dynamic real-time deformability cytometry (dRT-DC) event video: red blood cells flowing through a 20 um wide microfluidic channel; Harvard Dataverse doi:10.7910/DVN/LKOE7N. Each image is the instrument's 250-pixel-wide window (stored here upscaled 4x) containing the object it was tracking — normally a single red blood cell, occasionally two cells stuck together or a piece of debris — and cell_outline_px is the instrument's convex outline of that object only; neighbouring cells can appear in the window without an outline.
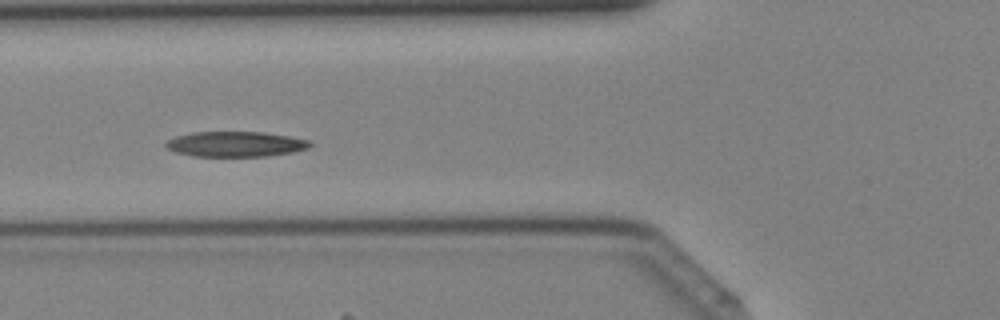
{"species": "Egyptian fruit bat (a non-hibernating species)", "species_latin": "Rousettus aegyptiacus", "temperature_condition": "cold", "stored_images_in_passage": 38, "camera_frame_rate_fps": 3000, "um_per_image_px": 0.085, "animal": {"sex": "female"}, "frame": {"image": 1, "passage_image": 16, "time_ms": 5.0, "image_size_px": [1000, 320], "cell_outline_px": [[312, 144], [308, 148], [292, 152], [268, 156], [192, 156], [176, 152], [164, 148], [164, 144], [168, 140], [176, 136], [192, 132], [260, 132], [288, 136], [312, 140]], "centroid_in_image_um": [20.0, 12.25], "position_along_channel_um": 105.8, "area_um2": 21.27}}
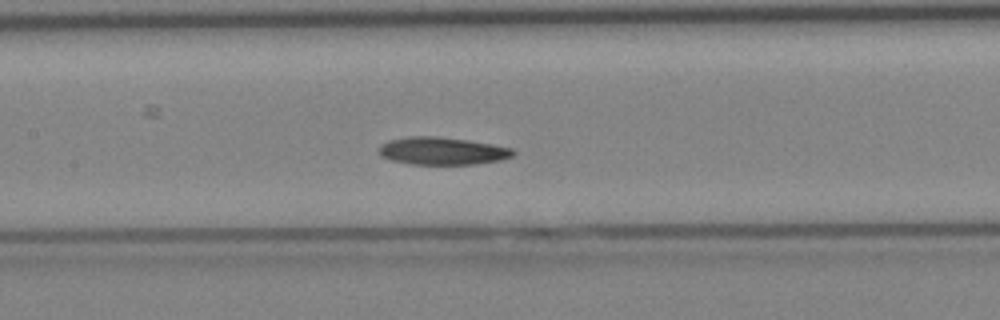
{"frame": {"image": 2, "passage_image": 20, "time_ms": 6.333, "image_size_px": [1000, 320], "cell_outline_px": [[516, 152], [512, 156], [500, 160], [476, 164], [408, 164], [392, 160], [380, 156], [376, 148], [380, 144], [388, 140], [408, 136], [436, 136], [468, 140], [492, 144], [512, 148]], "centroid_in_image_um": [37.54, 12.82], "position_along_channel_um": 169.9, "area_um2": 21.79}}
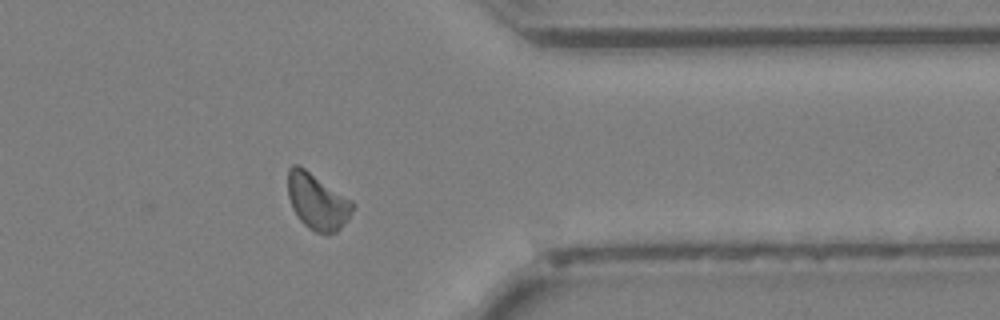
{"frame": {"image": 3, "passage_image": 34, "time_ms": 11.0, "image_size_px": [1000, 320], "cell_outline_px": [[356, 204], [348, 220], [336, 232], [316, 232], [308, 228], [296, 216], [292, 208], [288, 196], [288, 168], [292, 164], [300, 164], [352, 200]], "centroid_in_image_um": [26.97, 17.09], "position_along_channel_um": 384.4, "area_um2": 21.39}}